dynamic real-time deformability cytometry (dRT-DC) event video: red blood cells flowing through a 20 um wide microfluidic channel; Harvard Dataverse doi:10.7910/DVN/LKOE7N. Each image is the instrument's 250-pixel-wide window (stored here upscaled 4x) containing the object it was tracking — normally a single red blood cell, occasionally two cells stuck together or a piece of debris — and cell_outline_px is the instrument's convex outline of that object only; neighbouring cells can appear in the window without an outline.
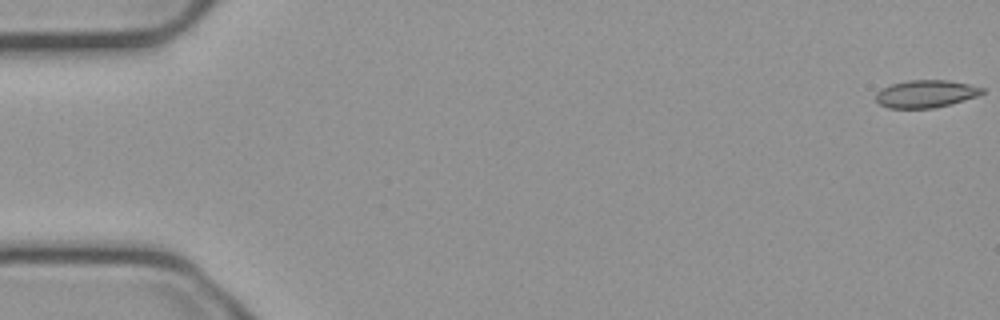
{"species": "common noctule bat (a hibernating species)", "species_latin": "Nyctalus noctula", "temperature_condition": "cold", "stored_images_in_passage": 55, "camera_frame_rate_fps": 3000, "um_per_image_px": 0.085, "animal": {"sex": "male", "body_mass_g": 23.1, "forearm_length_mm": 52.7}, "frame": {"image": 1, "passage_image": 1, "time_ms": 0.0, "image_size_px": [1000, 320], "cell_outline_px": [[984, 92], [976, 96], [952, 104], [932, 108], [888, 108], [880, 104], [876, 100], [876, 92], [880, 88], [892, 84], [908, 80], [948, 80], [968, 84], [984, 88]], "centroid_in_image_um": [78.67, 7.97], "position_along_channel_um": 6.3, "area_um2": 17.05}}
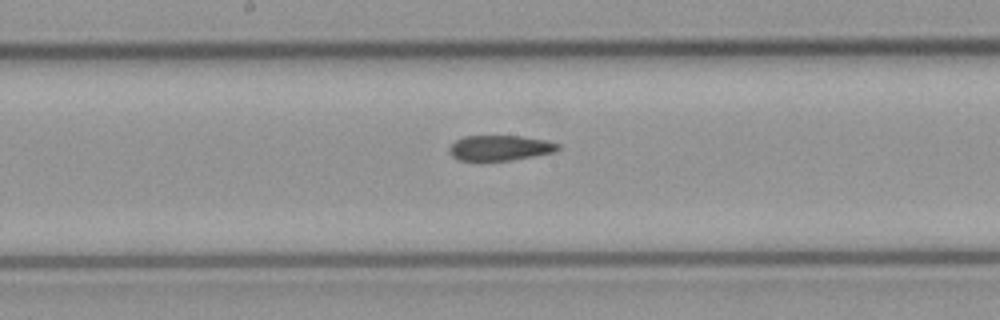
{"frame": {"image": 2, "passage_image": 29, "time_ms": 9.333, "image_size_px": [1000, 320], "cell_outline_px": [[560, 148], [552, 152], [512, 160], [480, 164], [456, 160], [448, 152], [448, 148], [456, 140], [464, 136], [520, 136], [544, 140], [560, 144]], "centroid_in_image_um": [42.38, 12.62], "position_along_channel_um": 205.8, "area_um2": 16.65}}
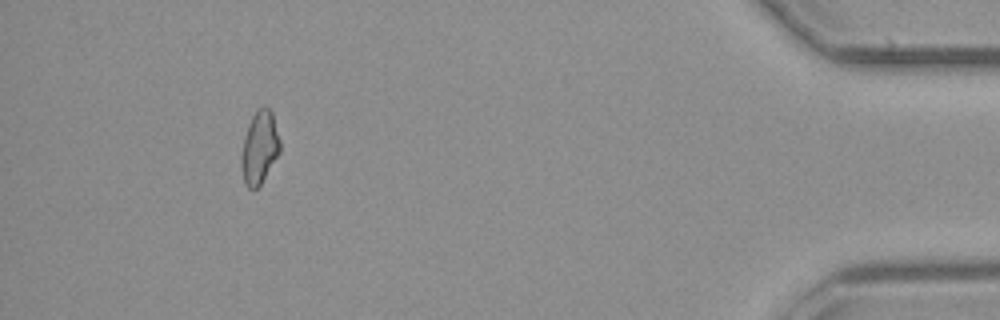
{"frame": {"image": 3, "passage_image": 51, "time_ms": 16.667, "image_size_px": [1000, 320], "cell_outline_px": [[280, 152], [260, 184], [256, 188], [248, 188], [244, 184], [240, 164], [240, 160], [244, 136], [248, 124], [256, 108], [264, 104], [272, 112], [280, 140]], "centroid_in_image_um": [22.04, 12.5], "position_along_channel_um": 413.2, "area_um2": 16.53}, "authors_computed_cell_mechanics": {"area_um2": 17.1666, "velocity_mm_per_s": 3.7468, "shape_relaxation_time_tau1_ms": null, "shape_relaxation_time_tau2_ms": 7.8494, "deformation_change_tau1": null, "deformation_change_tau2": 0.1436}}